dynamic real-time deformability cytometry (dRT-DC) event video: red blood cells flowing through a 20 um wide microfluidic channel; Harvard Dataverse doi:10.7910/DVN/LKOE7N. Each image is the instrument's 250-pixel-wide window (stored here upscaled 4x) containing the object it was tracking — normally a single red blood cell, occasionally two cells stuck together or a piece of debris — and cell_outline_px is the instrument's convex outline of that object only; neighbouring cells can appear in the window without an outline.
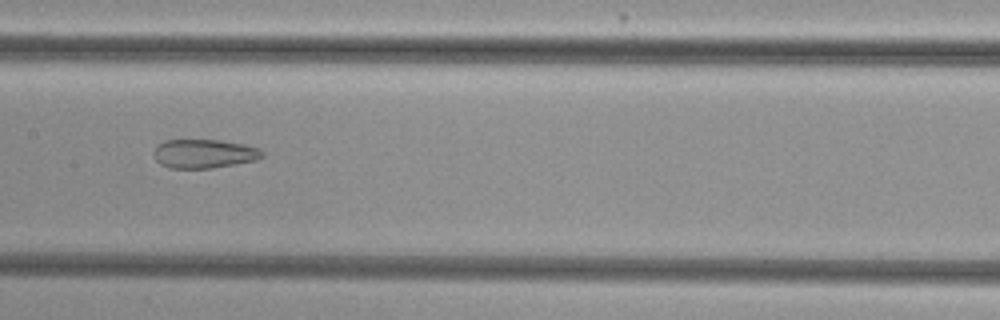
{"species": "common noctule bat (a hibernating species)", "species_latin": "Nyctalus noctula", "temperature_condition": "cold", "stored_images_in_passage": 44, "camera_frame_rate_fps": 3000, "um_per_image_px": 0.085, "animal": {"sex": "female", "body_mass_g": 29.2, "forearm_length_mm": 56.3}, "frame": {"image": 1, "passage_image": 18, "time_ms": 5.667, "image_size_px": [1000, 320], "cell_outline_px": [[264, 156], [256, 160], [212, 168], [168, 168], [160, 164], [156, 160], [152, 152], [156, 144], [164, 140], [220, 140], [244, 144], [260, 148], [264, 152]], "centroid_in_image_um": [17.32, 13.06], "position_along_channel_um": 190.1, "area_um2": 18.5}}
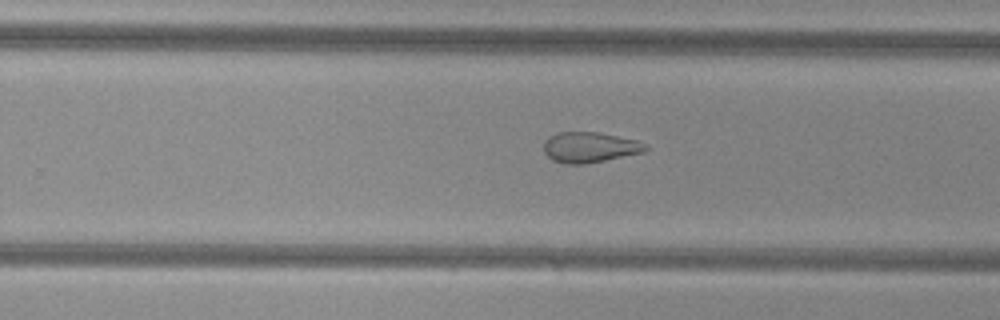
{"frame": {"image": 2, "passage_image": 25, "time_ms": 8.0, "image_size_px": [1000, 320], "cell_outline_px": [[648, 148], [644, 152], [584, 164], [564, 164], [552, 160], [544, 152], [544, 140], [548, 136], [556, 132], [600, 132], [636, 140], [648, 144]], "centroid_in_image_um": [50.1, 12.51], "position_along_channel_um": 279.7, "area_um2": 18.21}}
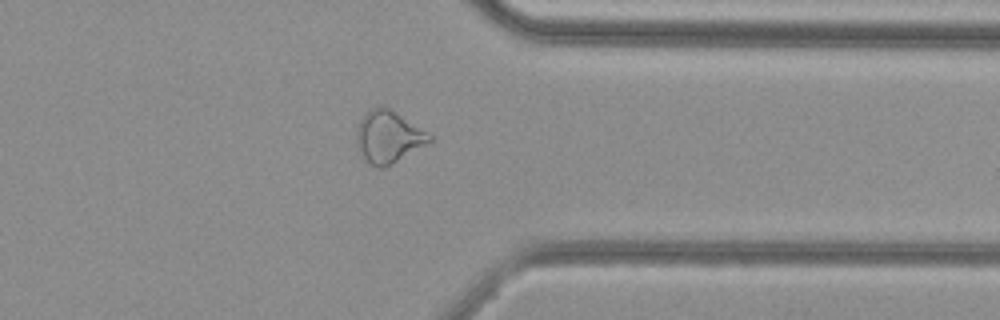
{"frame": {"image": 3, "passage_image": 33, "time_ms": 10.667, "image_size_px": [1000, 320], "cell_outline_px": [[432, 140], [428, 144], [384, 168], [376, 168], [364, 156], [356, 144], [356, 132], [360, 120], [372, 108], [380, 104], [384, 104], [432, 136]], "centroid_in_image_um": [33.01, 11.61], "position_along_channel_um": 378.4, "area_um2": 21.85}, "authors_computed_cell_mechanics": {"area_um2": 22.7154, "velocity_mm_per_s": 3.8532, "shape_relaxation_time_tau1_ms": null, "shape_relaxation_time_tau2_ms": 2.278, "deformation_change_tau1": null, "deformation_change_tau2": 0.1035}}